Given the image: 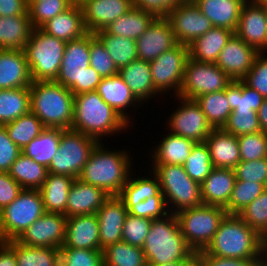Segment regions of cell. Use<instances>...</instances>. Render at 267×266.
Segmentation results:
<instances>
[{"mask_svg": "<svg viewBox=\"0 0 267 266\" xmlns=\"http://www.w3.org/2000/svg\"><path fill=\"white\" fill-rule=\"evenodd\" d=\"M130 126L115 109L102 100L96 90L74 95L71 129L101 142L104 140L101 136H115L118 132L130 129Z\"/></svg>", "mask_w": 267, "mask_h": 266, "instance_id": "cell-1", "label": "cell"}, {"mask_svg": "<svg viewBox=\"0 0 267 266\" xmlns=\"http://www.w3.org/2000/svg\"><path fill=\"white\" fill-rule=\"evenodd\" d=\"M130 151L113 150L98 142L92 149L78 179L102 188L109 195H119L132 171ZM129 155V156H128ZM132 168V169H131ZM132 170V171H131Z\"/></svg>", "mask_w": 267, "mask_h": 266, "instance_id": "cell-2", "label": "cell"}, {"mask_svg": "<svg viewBox=\"0 0 267 266\" xmlns=\"http://www.w3.org/2000/svg\"><path fill=\"white\" fill-rule=\"evenodd\" d=\"M142 250L148 265L198 261L197 253L186 242L174 213L152 220Z\"/></svg>", "mask_w": 267, "mask_h": 266, "instance_id": "cell-3", "label": "cell"}, {"mask_svg": "<svg viewBox=\"0 0 267 266\" xmlns=\"http://www.w3.org/2000/svg\"><path fill=\"white\" fill-rule=\"evenodd\" d=\"M262 250V236L238 214H227L211 242L197 255L233 259H256Z\"/></svg>", "mask_w": 267, "mask_h": 266, "instance_id": "cell-4", "label": "cell"}, {"mask_svg": "<svg viewBox=\"0 0 267 266\" xmlns=\"http://www.w3.org/2000/svg\"><path fill=\"white\" fill-rule=\"evenodd\" d=\"M30 111L45 127L71 129L74 94L62 84L51 81H32Z\"/></svg>", "mask_w": 267, "mask_h": 266, "instance_id": "cell-5", "label": "cell"}, {"mask_svg": "<svg viewBox=\"0 0 267 266\" xmlns=\"http://www.w3.org/2000/svg\"><path fill=\"white\" fill-rule=\"evenodd\" d=\"M66 42L34 28L24 47L32 81H51L58 77Z\"/></svg>", "mask_w": 267, "mask_h": 266, "instance_id": "cell-6", "label": "cell"}, {"mask_svg": "<svg viewBox=\"0 0 267 266\" xmlns=\"http://www.w3.org/2000/svg\"><path fill=\"white\" fill-rule=\"evenodd\" d=\"M159 179L161 192L170 213L201 206V185L192 180L183 165H150ZM171 206V207H170ZM174 208V209H173Z\"/></svg>", "mask_w": 267, "mask_h": 266, "instance_id": "cell-7", "label": "cell"}, {"mask_svg": "<svg viewBox=\"0 0 267 266\" xmlns=\"http://www.w3.org/2000/svg\"><path fill=\"white\" fill-rule=\"evenodd\" d=\"M226 215L225 208L206 204L176 213L181 232L195 253L207 247Z\"/></svg>", "mask_w": 267, "mask_h": 266, "instance_id": "cell-8", "label": "cell"}, {"mask_svg": "<svg viewBox=\"0 0 267 266\" xmlns=\"http://www.w3.org/2000/svg\"><path fill=\"white\" fill-rule=\"evenodd\" d=\"M45 212L40 190L23 189L0 211V241L17 240Z\"/></svg>", "mask_w": 267, "mask_h": 266, "instance_id": "cell-9", "label": "cell"}, {"mask_svg": "<svg viewBox=\"0 0 267 266\" xmlns=\"http://www.w3.org/2000/svg\"><path fill=\"white\" fill-rule=\"evenodd\" d=\"M98 141L73 129H61L59 150L48 166V172L78 179Z\"/></svg>", "mask_w": 267, "mask_h": 266, "instance_id": "cell-10", "label": "cell"}, {"mask_svg": "<svg viewBox=\"0 0 267 266\" xmlns=\"http://www.w3.org/2000/svg\"><path fill=\"white\" fill-rule=\"evenodd\" d=\"M232 81L215 63L188 58L178 96L195 100L200 95L225 90Z\"/></svg>", "mask_w": 267, "mask_h": 266, "instance_id": "cell-11", "label": "cell"}, {"mask_svg": "<svg viewBox=\"0 0 267 266\" xmlns=\"http://www.w3.org/2000/svg\"><path fill=\"white\" fill-rule=\"evenodd\" d=\"M188 58V46L178 43L149 62L153 84L158 93L174 91V97L178 96Z\"/></svg>", "mask_w": 267, "mask_h": 266, "instance_id": "cell-12", "label": "cell"}, {"mask_svg": "<svg viewBox=\"0 0 267 266\" xmlns=\"http://www.w3.org/2000/svg\"><path fill=\"white\" fill-rule=\"evenodd\" d=\"M95 37V33H87L79 39L66 42L55 81L70 89L74 95L83 93L84 72L90 66V42Z\"/></svg>", "mask_w": 267, "mask_h": 266, "instance_id": "cell-13", "label": "cell"}, {"mask_svg": "<svg viewBox=\"0 0 267 266\" xmlns=\"http://www.w3.org/2000/svg\"><path fill=\"white\" fill-rule=\"evenodd\" d=\"M179 100V106L174 110L167 119L168 131L191 139L195 143H202L213 130L207 121L205 114L202 112L200 105L196 100L185 99L176 96Z\"/></svg>", "mask_w": 267, "mask_h": 266, "instance_id": "cell-14", "label": "cell"}, {"mask_svg": "<svg viewBox=\"0 0 267 266\" xmlns=\"http://www.w3.org/2000/svg\"><path fill=\"white\" fill-rule=\"evenodd\" d=\"M166 18L170 21L178 43L187 46L213 27L211 21L193 1H183L178 4Z\"/></svg>", "mask_w": 267, "mask_h": 266, "instance_id": "cell-15", "label": "cell"}, {"mask_svg": "<svg viewBox=\"0 0 267 266\" xmlns=\"http://www.w3.org/2000/svg\"><path fill=\"white\" fill-rule=\"evenodd\" d=\"M234 34L259 53H267V10L261 0L242 5Z\"/></svg>", "mask_w": 267, "mask_h": 266, "instance_id": "cell-16", "label": "cell"}, {"mask_svg": "<svg viewBox=\"0 0 267 266\" xmlns=\"http://www.w3.org/2000/svg\"><path fill=\"white\" fill-rule=\"evenodd\" d=\"M67 217L45 212L17 239L23 245L60 249L64 244Z\"/></svg>", "mask_w": 267, "mask_h": 266, "instance_id": "cell-17", "label": "cell"}, {"mask_svg": "<svg viewBox=\"0 0 267 266\" xmlns=\"http://www.w3.org/2000/svg\"><path fill=\"white\" fill-rule=\"evenodd\" d=\"M259 52L233 34L219 53L216 65L232 80H242L250 71Z\"/></svg>", "mask_w": 267, "mask_h": 266, "instance_id": "cell-18", "label": "cell"}, {"mask_svg": "<svg viewBox=\"0 0 267 266\" xmlns=\"http://www.w3.org/2000/svg\"><path fill=\"white\" fill-rule=\"evenodd\" d=\"M177 44L170 21L166 17H156L136 40L138 59L153 61Z\"/></svg>", "mask_w": 267, "mask_h": 266, "instance_id": "cell-19", "label": "cell"}, {"mask_svg": "<svg viewBox=\"0 0 267 266\" xmlns=\"http://www.w3.org/2000/svg\"><path fill=\"white\" fill-rule=\"evenodd\" d=\"M84 25L88 33L106 29L113 21L126 14L132 0H85L81 5Z\"/></svg>", "mask_w": 267, "mask_h": 266, "instance_id": "cell-20", "label": "cell"}, {"mask_svg": "<svg viewBox=\"0 0 267 266\" xmlns=\"http://www.w3.org/2000/svg\"><path fill=\"white\" fill-rule=\"evenodd\" d=\"M128 210L118 195H110L97 210L100 247L122 241V230Z\"/></svg>", "mask_w": 267, "mask_h": 266, "instance_id": "cell-21", "label": "cell"}, {"mask_svg": "<svg viewBox=\"0 0 267 266\" xmlns=\"http://www.w3.org/2000/svg\"><path fill=\"white\" fill-rule=\"evenodd\" d=\"M62 247L102 250L96 213L67 217Z\"/></svg>", "mask_w": 267, "mask_h": 266, "instance_id": "cell-22", "label": "cell"}, {"mask_svg": "<svg viewBox=\"0 0 267 266\" xmlns=\"http://www.w3.org/2000/svg\"><path fill=\"white\" fill-rule=\"evenodd\" d=\"M32 78L24 50L0 49V90L29 88Z\"/></svg>", "mask_w": 267, "mask_h": 266, "instance_id": "cell-23", "label": "cell"}, {"mask_svg": "<svg viewBox=\"0 0 267 266\" xmlns=\"http://www.w3.org/2000/svg\"><path fill=\"white\" fill-rule=\"evenodd\" d=\"M109 196L102 188L75 179L68 194L66 217L95 214Z\"/></svg>", "mask_w": 267, "mask_h": 266, "instance_id": "cell-24", "label": "cell"}, {"mask_svg": "<svg viewBox=\"0 0 267 266\" xmlns=\"http://www.w3.org/2000/svg\"><path fill=\"white\" fill-rule=\"evenodd\" d=\"M40 29L64 42L79 39L88 33L81 6L76 4H72L68 9L48 20Z\"/></svg>", "mask_w": 267, "mask_h": 266, "instance_id": "cell-25", "label": "cell"}, {"mask_svg": "<svg viewBox=\"0 0 267 266\" xmlns=\"http://www.w3.org/2000/svg\"><path fill=\"white\" fill-rule=\"evenodd\" d=\"M236 174L231 168H213L201 184L202 203L225 208L232 195Z\"/></svg>", "mask_w": 267, "mask_h": 266, "instance_id": "cell-26", "label": "cell"}, {"mask_svg": "<svg viewBox=\"0 0 267 266\" xmlns=\"http://www.w3.org/2000/svg\"><path fill=\"white\" fill-rule=\"evenodd\" d=\"M204 142L209 149L214 168L234 169L241 161L237 137L223 128L213 129Z\"/></svg>", "mask_w": 267, "mask_h": 266, "instance_id": "cell-27", "label": "cell"}, {"mask_svg": "<svg viewBox=\"0 0 267 266\" xmlns=\"http://www.w3.org/2000/svg\"><path fill=\"white\" fill-rule=\"evenodd\" d=\"M96 91L103 101L115 109L128 123L130 121V125H133L129 119L130 115L126 112L127 108H131V106L139 108L142 104L132 94L130 88L119 74L102 78Z\"/></svg>", "mask_w": 267, "mask_h": 266, "instance_id": "cell-28", "label": "cell"}, {"mask_svg": "<svg viewBox=\"0 0 267 266\" xmlns=\"http://www.w3.org/2000/svg\"><path fill=\"white\" fill-rule=\"evenodd\" d=\"M118 74L141 104L159 94L155 90L148 61L134 60L119 69Z\"/></svg>", "mask_w": 267, "mask_h": 266, "instance_id": "cell-29", "label": "cell"}, {"mask_svg": "<svg viewBox=\"0 0 267 266\" xmlns=\"http://www.w3.org/2000/svg\"><path fill=\"white\" fill-rule=\"evenodd\" d=\"M214 27L235 32L242 5L247 0H192Z\"/></svg>", "mask_w": 267, "mask_h": 266, "instance_id": "cell-30", "label": "cell"}, {"mask_svg": "<svg viewBox=\"0 0 267 266\" xmlns=\"http://www.w3.org/2000/svg\"><path fill=\"white\" fill-rule=\"evenodd\" d=\"M195 142L168 131L161 142L151 152L152 165H183L192 151Z\"/></svg>", "mask_w": 267, "mask_h": 266, "instance_id": "cell-31", "label": "cell"}, {"mask_svg": "<svg viewBox=\"0 0 267 266\" xmlns=\"http://www.w3.org/2000/svg\"><path fill=\"white\" fill-rule=\"evenodd\" d=\"M233 34L229 29L213 26L188 46L189 58L198 62L216 63L219 53Z\"/></svg>", "mask_w": 267, "mask_h": 266, "instance_id": "cell-32", "label": "cell"}, {"mask_svg": "<svg viewBox=\"0 0 267 266\" xmlns=\"http://www.w3.org/2000/svg\"><path fill=\"white\" fill-rule=\"evenodd\" d=\"M33 29L28 10L23 15L0 16V49L23 50Z\"/></svg>", "mask_w": 267, "mask_h": 266, "instance_id": "cell-33", "label": "cell"}, {"mask_svg": "<svg viewBox=\"0 0 267 266\" xmlns=\"http://www.w3.org/2000/svg\"><path fill=\"white\" fill-rule=\"evenodd\" d=\"M75 178L48 173L39 189L46 212L61 213L66 216V204L70 187Z\"/></svg>", "mask_w": 267, "mask_h": 266, "instance_id": "cell-34", "label": "cell"}, {"mask_svg": "<svg viewBox=\"0 0 267 266\" xmlns=\"http://www.w3.org/2000/svg\"><path fill=\"white\" fill-rule=\"evenodd\" d=\"M156 17L142 9L132 7L113 21L105 30L116 36L137 40Z\"/></svg>", "mask_w": 267, "mask_h": 266, "instance_id": "cell-35", "label": "cell"}, {"mask_svg": "<svg viewBox=\"0 0 267 266\" xmlns=\"http://www.w3.org/2000/svg\"><path fill=\"white\" fill-rule=\"evenodd\" d=\"M8 173L23 189L39 190L49 172L47 167L21 153Z\"/></svg>", "mask_w": 267, "mask_h": 266, "instance_id": "cell-36", "label": "cell"}, {"mask_svg": "<svg viewBox=\"0 0 267 266\" xmlns=\"http://www.w3.org/2000/svg\"><path fill=\"white\" fill-rule=\"evenodd\" d=\"M60 139V128L46 127L37 138L22 149V153L48 168L59 150Z\"/></svg>", "mask_w": 267, "mask_h": 266, "instance_id": "cell-37", "label": "cell"}, {"mask_svg": "<svg viewBox=\"0 0 267 266\" xmlns=\"http://www.w3.org/2000/svg\"><path fill=\"white\" fill-rule=\"evenodd\" d=\"M30 89L0 90V125L16 120L30 112Z\"/></svg>", "mask_w": 267, "mask_h": 266, "instance_id": "cell-38", "label": "cell"}, {"mask_svg": "<svg viewBox=\"0 0 267 266\" xmlns=\"http://www.w3.org/2000/svg\"><path fill=\"white\" fill-rule=\"evenodd\" d=\"M95 36L105 46L106 51L119 69L138 59L136 40L111 35L105 29L97 31Z\"/></svg>", "mask_w": 267, "mask_h": 266, "instance_id": "cell-39", "label": "cell"}, {"mask_svg": "<svg viewBox=\"0 0 267 266\" xmlns=\"http://www.w3.org/2000/svg\"><path fill=\"white\" fill-rule=\"evenodd\" d=\"M17 266H60V249L23 245L13 240Z\"/></svg>", "mask_w": 267, "mask_h": 266, "instance_id": "cell-40", "label": "cell"}, {"mask_svg": "<svg viewBox=\"0 0 267 266\" xmlns=\"http://www.w3.org/2000/svg\"><path fill=\"white\" fill-rule=\"evenodd\" d=\"M195 100L213 129H221L226 125L232 112L229 99L226 97V89L200 95Z\"/></svg>", "mask_w": 267, "mask_h": 266, "instance_id": "cell-41", "label": "cell"}, {"mask_svg": "<svg viewBox=\"0 0 267 266\" xmlns=\"http://www.w3.org/2000/svg\"><path fill=\"white\" fill-rule=\"evenodd\" d=\"M150 176L143 178L139 175L136 179L130 173L126 184L118 195L123 200L124 205H136L145 201L147 198L156 196L161 191L158 177L154 173Z\"/></svg>", "mask_w": 267, "mask_h": 266, "instance_id": "cell-42", "label": "cell"}, {"mask_svg": "<svg viewBox=\"0 0 267 266\" xmlns=\"http://www.w3.org/2000/svg\"><path fill=\"white\" fill-rule=\"evenodd\" d=\"M102 252L103 266H148L142 248L123 241L108 245Z\"/></svg>", "mask_w": 267, "mask_h": 266, "instance_id": "cell-43", "label": "cell"}, {"mask_svg": "<svg viewBox=\"0 0 267 266\" xmlns=\"http://www.w3.org/2000/svg\"><path fill=\"white\" fill-rule=\"evenodd\" d=\"M9 138L22 150L46 128L31 111L4 124Z\"/></svg>", "mask_w": 267, "mask_h": 266, "instance_id": "cell-44", "label": "cell"}, {"mask_svg": "<svg viewBox=\"0 0 267 266\" xmlns=\"http://www.w3.org/2000/svg\"><path fill=\"white\" fill-rule=\"evenodd\" d=\"M231 110L259 111L265 98L255 89L247 86L242 80L232 81L226 88Z\"/></svg>", "mask_w": 267, "mask_h": 266, "instance_id": "cell-45", "label": "cell"}, {"mask_svg": "<svg viewBox=\"0 0 267 266\" xmlns=\"http://www.w3.org/2000/svg\"><path fill=\"white\" fill-rule=\"evenodd\" d=\"M183 167L192 180L200 185L204 182L214 168L209 149L205 142L195 143Z\"/></svg>", "mask_w": 267, "mask_h": 266, "instance_id": "cell-46", "label": "cell"}, {"mask_svg": "<svg viewBox=\"0 0 267 266\" xmlns=\"http://www.w3.org/2000/svg\"><path fill=\"white\" fill-rule=\"evenodd\" d=\"M266 189L264 184L236 180L229 203L225 207L227 214H239Z\"/></svg>", "mask_w": 267, "mask_h": 266, "instance_id": "cell-47", "label": "cell"}, {"mask_svg": "<svg viewBox=\"0 0 267 266\" xmlns=\"http://www.w3.org/2000/svg\"><path fill=\"white\" fill-rule=\"evenodd\" d=\"M71 5L70 0H37L32 2L27 9L32 27L40 28Z\"/></svg>", "mask_w": 267, "mask_h": 266, "instance_id": "cell-48", "label": "cell"}, {"mask_svg": "<svg viewBox=\"0 0 267 266\" xmlns=\"http://www.w3.org/2000/svg\"><path fill=\"white\" fill-rule=\"evenodd\" d=\"M223 129L236 137L261 131L258 113L253 110H232Z\"/></svg>", "mask_w": 267, "mask_h": 266, "instance_id": "cell-49", "label": "cell"}, {"mask_svg": "<svg viewBox=\"0 0 267 266\" xmlns=\"http://www.w3.org/2000/svg\"><path fill=\"white\" fill-rule=\"evenodd\" d=\"M238 215L261 236L267 233V189Z\"/></svg>", "mask_w": 267, "mask_h": 266, "instance_id": "cell-50", "label": "cell"}, {"mask_svg": "<svg viewBox=\"0 0 267 266\" xmlns=\"http://www.w3.org/2000/svg\"><path fill=\"white\" fill-rule=\"evenodd\" d=\"M60 266H103L102 250L61 247Z\"/></svg>", "mask_w": 267, "mask_h": 266, "instance_id": "cell-51", "label": "cell"}, {"mask_svg": "<svg viewBox=\"0 0 267 266\" xmlns=\"http://www.w3.org/2000/svg\"><path fill=\"white\" fill-rule=\"evenodd\" d=\"M241 161H254L267 158V134L262 131L237 137Z\"/></svg>", "mask_w": 267, "mask_h": 266, "instance_id": "cell-52", "label": "cell"}, {"mask_svg": "<svg viewBox=\"0 0 267 266\" xmlns=\"http://www.w3.org/2000/svg\"><path fill=\"white\" fill-rule=\"evenodd\" d=\"M152 220L127 214L122 230V241L142 248Z\"/></svg>", "mask_w": 267, "mask_h": 266, "instance_id": "cell-53", "label": "cell"}, {"mask_svg": "<svg viewBox=\"0 0 267 266\" xmlns=\"http://www.w3.org/2000/svg\"><path fill=\"white\" fill-rule=\"evenodd\" d=\"M125 208L133 216L150 220L163 218L170 213L161 191L156 196L147 198L136 205H125Z\"/></svg>", "mask_w": 267, "mask_h": 266, "instance_id": "cell-54", "label": "cell"}, {"mask_svg": "<svg viewBox=\"0 0 267 266\" xmlns=\"http://www.w3.org/2000/svg\"><path fill=\"white\" fill-rule=\"evenodd\" d=\"M90 66L102 77L117 75L119 68L105 49L101 41L95 37L90 42Z\"/></svg>", "mask_w": 267, "mask_h": 266, "instance_id": "cell-55", "label": "cell"}, {"mask_svg": "<svg viewBox=\"0 0 267 266\" xmlns=\"http://www.w3.org/2000/svg\"><path fill=\"white\" fill-rule=\"evenodd\" d=\"M234 171L236 180L260 183L267 187V158L240 161Z\"/></svg>", "mask_w": 267, "mask_h": 266, "instance_id": "cell-56", "label": "cell"}, {"mask_svg": "<svg viewBox=\"0 0 267 266\" xmlns=\"http://www.w3.org/2000/svg\"><path fill=\"white\" fill-rule=\"evenodd\" d=\"M264 54L259 53L252 68L242 81L264 98H267V56Z\"/></svg>", "mask_w": 267, "mask_h": 266, "instance_id": "cell-57", "label": "cell"}, {"mask_svg": "<svg viewBox=\"0 0 267 266\" xmlns=\"http://www.w3.org/2000/svg\"><path fill=\"white\" fill-rule=\"evenodd\" d=\"M22 150L9 138L4 125H0V172H9Z\"/></svg>", "mask_w": 267, "mask_h": 266, "instance_id": "cell-58", "label": "cell"}, {"mask_svg": "<svg viewBox=\"0 0 267 266\" xmlns=\"http://www.w3.org/2000/svg\"><path fill=\"white\" fill-rule=\"evenodd\" d=\"M133 7L142 9L155 17H167L168 13L183 0H132Z\"/></svg>", "mask_w": 267, "mask_h": 266, "instance_id": "cell-59", "label": "cell"}, {"mask_svg": "<svg viewBox=\"0 0 267 266\" xmlns=\"http://www.w3.org/2000/svg\"><path fill=\"white\" fill-rule=\"evenodd\" d=\"M23 188L7 172H0V211L15 200Z\"/></svg>", "mask_w": 267, "mask_h": 266, "instance_id": "cell-60", "label": "cell"}, {"mask_svg": "<svg viewBox=\"0 0 267 266\" xmlns=\"http://www.w3.org/2000/svg\"><path fill=\"white\" fill-rule=\"evenodd\" d=\"M198 266H257L256 259H233L213 255H197Z\"/></svg>", "mask_w": 267, "mask_h": 266, "instance_id": "cell-61", "label": "cell"}, {"mask_svg": "<svg viewBox=\"0 0 267 266\" xmlns=\"http://www.w3.org/2000/svg\"><path fill=\"white\" fill-rule=\"evenodd\" d=\"M27 9L25 0H0V16L23 15Z\"/></svg>", "mask_w": 267, "mask_h": 266, "instance_id": "cell-62", "label": "cell"}, {"mask_svg": "<svg viewBox=\"0 0 267 266\" xmlns=\"http://www.w3.org/2000/svg\"><path fill=\"white\" fill-rule=\"evenodd\" d=\"M0 266H17V260L13 253V240L0 241Z\"/></svg>", "mask_w": 267, "mask_h": 266, "instance_id": "cell-63", "label": "cell"}, {"mask_svg": "<svg viewBox=\"0 0 267 266\" xmlns=\"http://www.w3.org/2000/svg\"><path fill=\"white\" fill-rule=\"evenodd\" d=\"M101 80L102 77L91 66L86 68L83 76V93L95 91Z\"/></svg>", "mask_w": 267, "mask_h": 266, "instance_id": "cell-64", "label": "cell"}, {"mask_svg": "<svg viewBox=\"0 0 267 266\" xmlns=\"http://www.w3.org/2000/svg\"><path fill=\"white\" fill-rule=\"evenodd\" d=\"M257 113L261 131L267 134V98H265Z\"/></svg>", "mask_w": 267, "mask_h": 266, "instance_id": "cell-65", "label": "cell"}, {"mask_svg": "<svg viewBox=\"0 0 267 266\" xmlns=\"http://www.w3.org/2000/svg\"><path fill=\"white\" fill-rule=\"evenodd\" d=\"M148 266H198V261H177L163 265H148Z\"/></svg>", "mask_w": 267, "mask_h": 266, "instance_id": "cell-66", "label": "cell"}, {"mask_svg": "<svg viewBox=\"0 0 267 266\" xmlns=\"http://www.w3.org/2000/svg\"><path fill=\"white\" fill-rule=\"evenodd\" d=\"M256 265L267 266V253H265L263 250L259 252L258 257L256 258Z\"/></svg>", "mask_w": 267, "mask_h": 266, "instance_id": "cell-67", "label": "cell"}, {"mask_svg": "<svg viewBox=\"0 0 267 266\" xmlns=\"http://www.w3.org/2000/svg\"><path fill=\"white\" fill-rule=\"evenodd\" d=\"M262 250L267 253V233L262 236Z\"/></svg>", "mask_w": 267, "mask_h": 266, "instance_id": "cell-68", "label": "cell"}, {"mask_svg": "<svg viewBox=\"0 0 267 266\" xmlns=\"http://www.w3.org/2000/svg\"><path fill=\"white\" fill-rule=\"evenodd\" d=\"M72 4L81 5L85 0H70Z\"/></svg>", "mask_w": 267, "mask_h": 266, "instance_id": "cell-69", "label": "cell"}, {"mask_svg": "<svg viewBox=\"0 0 267 266\" xmlns=\"http://www.w3.org/2000/svg\"><path fill=\"white\" fill-rule=\"evenodd\" d=\"M35 1H37V0H25V3L28 7L32 2H35Z\"/></svg>", "mask_w": 267, "mask_h": 266, "instance_id": "cell-70", "label": "cell"}, {"mask_svg": "<svg viewBox=\"0 0 267 266\" xmlns=\"http://www.w3.org/2000/svg\"><path fill=\"white\" fill-rule=\"evenodd\" d=\"M264 4H267V0H261Z\"/></svg>", "mask_w": 267, "mask_h": 266, "instance_id": "cell-71", "label": "cell"}]
</instances>
